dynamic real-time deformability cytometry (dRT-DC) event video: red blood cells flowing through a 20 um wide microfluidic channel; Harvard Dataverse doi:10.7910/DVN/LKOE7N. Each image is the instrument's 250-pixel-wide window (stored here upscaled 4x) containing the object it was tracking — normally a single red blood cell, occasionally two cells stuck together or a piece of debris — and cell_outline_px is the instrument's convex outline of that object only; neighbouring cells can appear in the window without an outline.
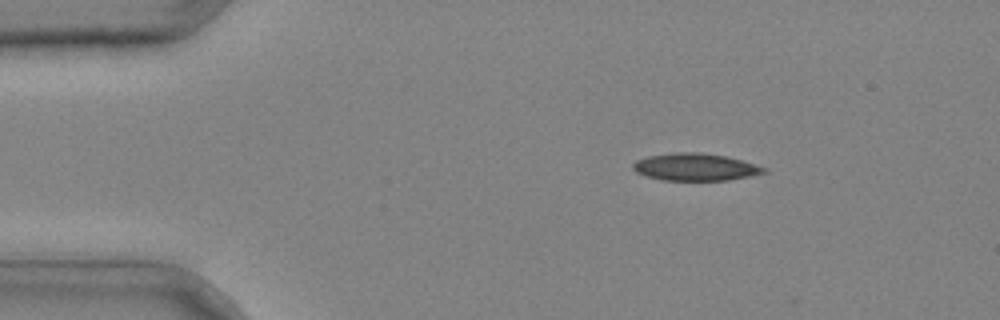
{"species": "common noctule bat (a hibernating species)", "species_latin": "Nyctalus noctula", "temperature_condition": "cold", "stored_images_in_passage": 42, "camera_frame_rate_fps": 3000, "um_per_image_px": 0.085, "animal": {"sex": "male", "body_mass_g": 20.4}, "frame": {"image": 1, "passage_image": 7, "time_ms": 2.0, "image_size_px": [1000, 320], "cell_outline_px": [[768, 172], [728, 180], [660, 180], [644, 176], [636, 172], [632, 168], [632, 164], [636, 160], [648, 156], [676, 152], [696, 152], [724, 156], [740, 160], [768, 168]], "centroid_in_image_um": [59.06, 14.2], "position_along_channel_um": 25.9, "area_um2": 20.75}}
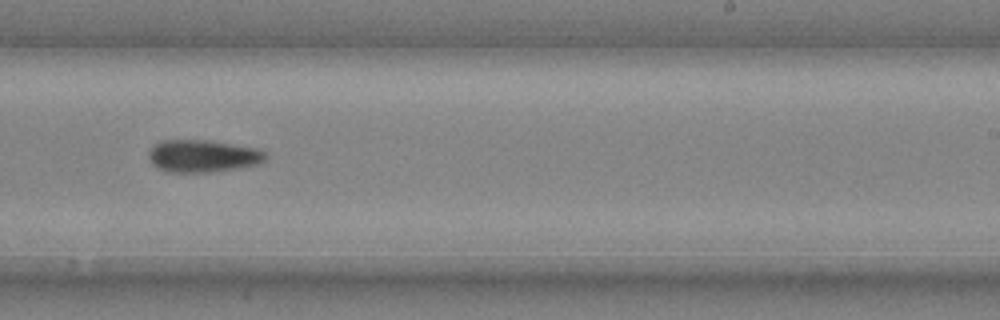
{"frame": {"image": 2, "passage_image": 27, "time_ms": 8.667, "image_size_px": [1000, 320], "cell_outline_px": [[268, 156], [260, 164], [240, 168], [212, 172], [168, 172], [156, 168], [152, 164], [148, 156], [148, 152], [156, 144], [164, 140], [208, 140], [260, 148]], "centroid_in_image_um": [17.27, 13.27], "position_along_channel_um": 271.7, "area_um2": 22.31}}
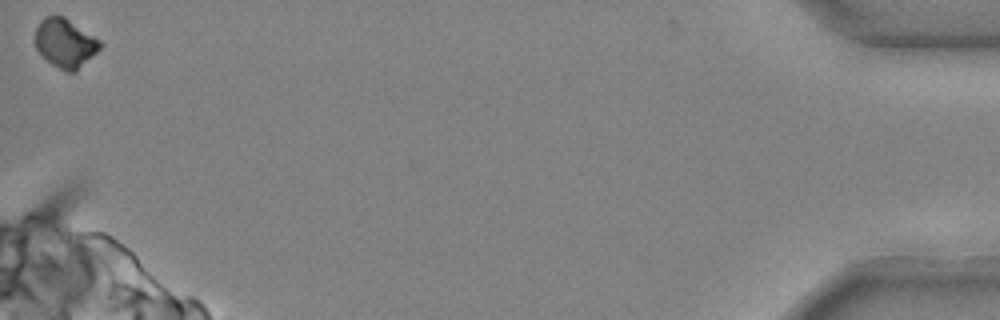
{"frame": {"image": 3, "passage_image": 42, "time_ms": 13.667, "image_size_px": [1000, 320], "cell_outline_px": [[104, 44], [76, 72], [68, 72], [52, 64], [36, 48], [36, 28], [40, 20], [44, 16], [64, 16], [100, 40]], "centroid_in_image_um": [5.56, 3.65], "position_along_channel_um": 429.6, "area_um2": 18.21}}